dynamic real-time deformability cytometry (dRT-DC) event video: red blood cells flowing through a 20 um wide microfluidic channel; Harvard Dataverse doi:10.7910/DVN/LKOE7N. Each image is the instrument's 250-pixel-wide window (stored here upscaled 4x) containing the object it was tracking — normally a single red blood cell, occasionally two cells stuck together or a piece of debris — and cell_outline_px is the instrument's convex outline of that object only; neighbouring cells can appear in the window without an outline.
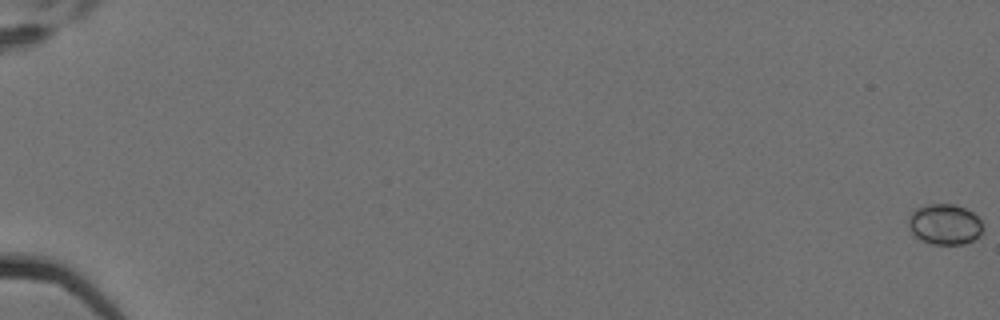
{"species": "Egyptian fruit bat (a non-hibernating species)", "species_latin": "Rousettus aegyptiacus", "temperature_condition": "cold", "stored_images_in_passage": 8, "camera_frame_rate_fps": 3000, "um_per_image_px": 0.085, "animal": {"sex": "female"}, "frame": {"image": 1, "passage_image": 1, "time_ms": 0.0, "image_size_px": [1000, 320], "cell_outline_px": [[984, 228], [980, 236], [964, 244], [932, 244], [916, 236], [908, 228], [908, 216], [916, 208], [928, 204], [956, 204], [972, 212], [984, 224]], "centroid_in_image_um": [80.32, 19.06], "position_along_channel_um": 4.7, "area_um2": 17.69}}